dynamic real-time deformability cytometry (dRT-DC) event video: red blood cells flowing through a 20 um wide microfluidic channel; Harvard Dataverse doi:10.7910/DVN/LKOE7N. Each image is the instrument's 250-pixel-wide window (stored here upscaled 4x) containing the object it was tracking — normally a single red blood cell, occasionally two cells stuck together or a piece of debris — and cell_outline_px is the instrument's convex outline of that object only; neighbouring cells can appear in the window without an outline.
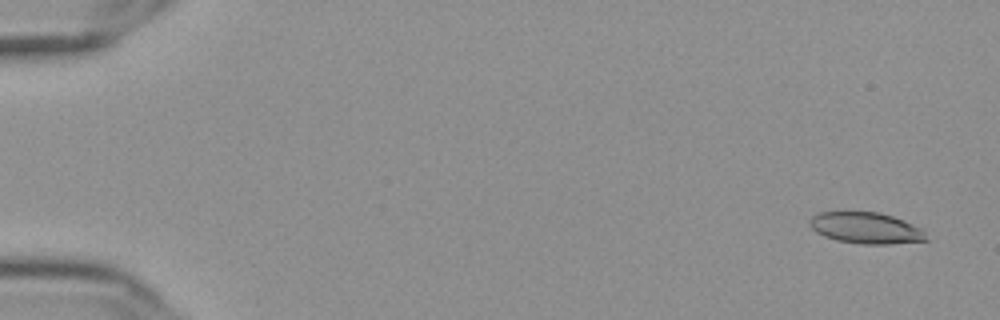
{"species": "Egyptian fruit bat (a non-hibernating species)", "species_latin": "Rousettus aegyptiacus", "temperature_condition": "cold", "stored_images_in_passage": 57, "camera_frame_rate_fps": 3000, "um_per_image_px": 0.085, "frame": {"image": 1, "passage_image": 3, "time_ms": 0.667, "image_size_px": [1000, 320], "cell_outline_px": [[928, 240], [888, 244], [860, 244], [836, 240], [824, 236], [816, 232], [808, 224], [808, 220], [812, 216], [820, 212], [880, 212], [904, 220], [920, 228], [924, 232]], "centroid_in_image_um": [73.57, 19.38], "position_along_channel_um": 11.4, "area_um2": 21.21}}
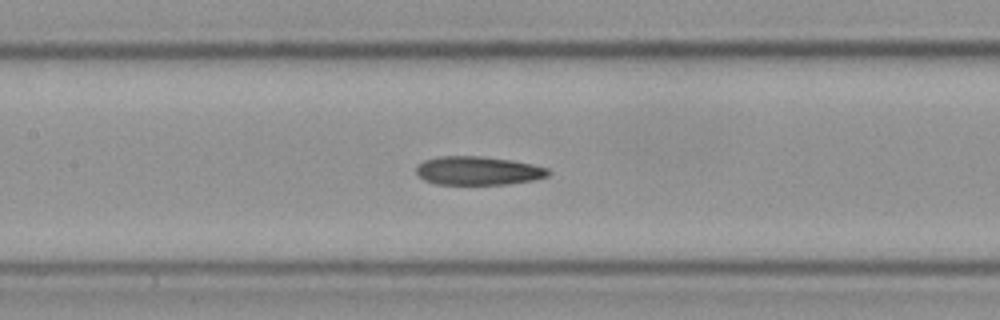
{"frame": {"image": 2, "passage_image": 28, "time_ms": 9.0, "image_size_px": [1000, 320], "cell_outline_px": [[552, 172], [548, 176], [536, 180], [508, 184], [436, 184], [424, 180], [416, 172], [416, 168], [424, 160], [440, 156], [480, 156], [512, 160], [532, 164], [548, 168]], "centroid_in_image_um": [40.68, 14.51], "position_along_channel_um": 166.7, "area_um2": 22.08}}
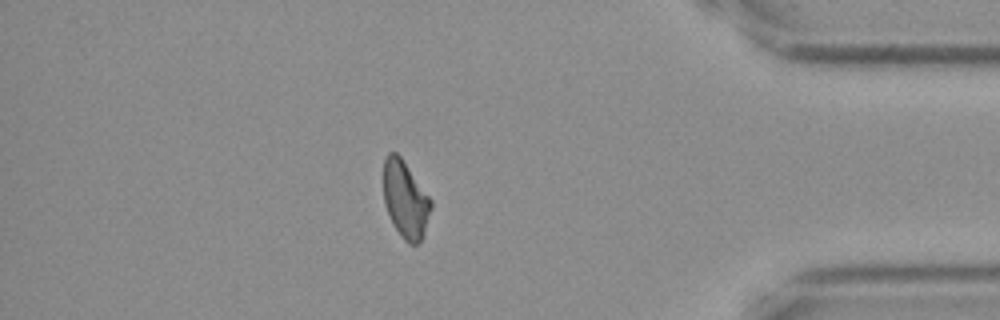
{"frame": {"image": 3, "passage_image": 50, "time_ms": 16.333, "image_size_px": [1000, 320], "cell_outline_px": [[432, 208], [424, 236], [416, 244], [408, 244], [400, 236], [388, 212], [384, 200], [384, 160], [388, 152], [396, 152], [400, 156], [432, 200]], "centroid_in_image_um": [34.48, 16.97], "position_along_channel_um": 400.7, "area_um2": 21.15}, "authors_computed_cell_mechanics": {"area_um2": 22.3108, "velocity_mm_per_s": 3.6243, "shape_relaxation_time_tau1_ms": null, "shape_relaxation_time_tau2_ms": 3.5699, "deformation_change_tau1": null, "deformation_change_tau2": 0.1154}}